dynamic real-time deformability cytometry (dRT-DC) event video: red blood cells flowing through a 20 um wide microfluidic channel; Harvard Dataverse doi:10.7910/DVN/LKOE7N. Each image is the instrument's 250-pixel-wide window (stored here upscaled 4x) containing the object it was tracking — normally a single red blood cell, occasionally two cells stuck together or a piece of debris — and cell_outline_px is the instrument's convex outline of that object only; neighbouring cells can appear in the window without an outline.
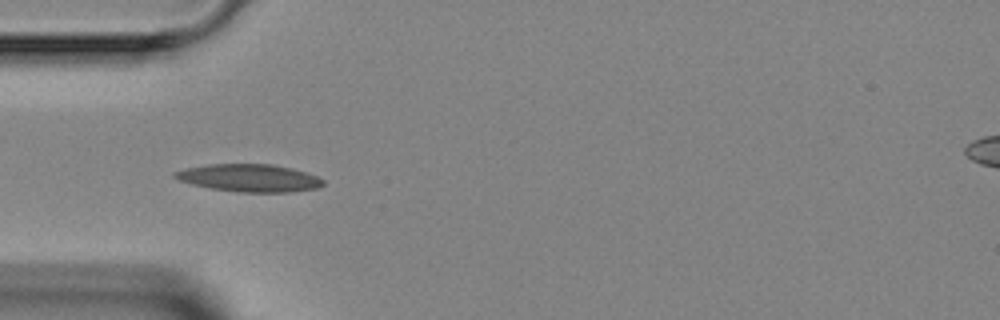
{"species": "Egyptian fruit bat (a non-hibernating species)", "species_latin": "Rousettus aegyptiacus", "temperature_condition": "room temperature", "stored_images_in_passage": 5, "camera_frame_rate_fps": 3000, "um_per_image_px": 0.085, "animal": {"sex": "female"}, "frame": {"image": 1, "passage_image": 3, "time_ms": 2.333, "image_size_px": [1000, 320], "cell_outline_px": [[324, 184], [316, 188], [292, 192], [240, 192], [212, 188], [192, 184], [180, 180], [172, 176], [172, 172], [188, 168], [208, 164], [272, 164], [292, 168], [316, 176], [324, 180]], "centroid_in_image_um": [21.19, 15.12], "position_along_channel_um": 63.8, "area_um2": 23.64}}
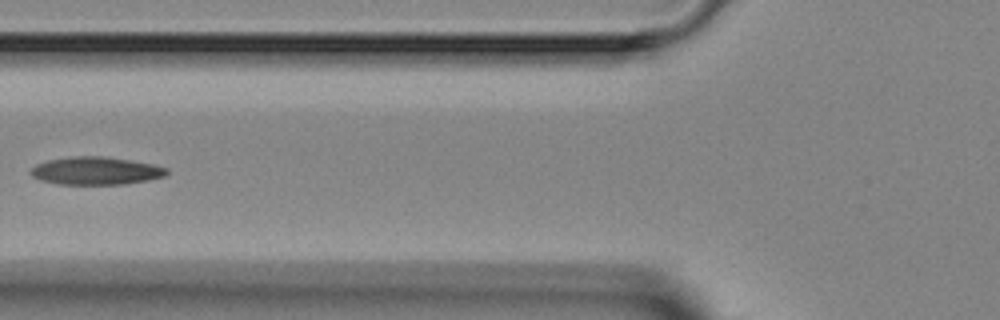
{"frame": {"image": 2, "passage_image": 4, "time_ms": 3.667, "image_size_px": [1000, 320], "cell_outline_px": [[168, 172], [164, 176], [148, 180], [124, 184], [56, 184], [40, 180], [32, 176], [28, 172], [36, 164], [48, 160], [72, 156], [100, 156], [128, 160], [152, 164], [168, 168]], "centroid_in_image_um": [8.11, 14.52], "position_along_channel_um": 117.7, "area_um2": 21.96}}
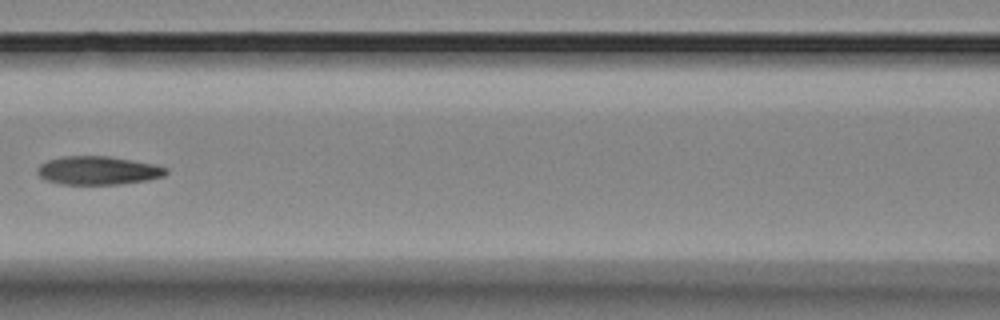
{"frame": {"image": 3, "passage_image": 5, "time_ms": 4.667, "image_size_px": [1000, 320], "cell_outline_px": [[168, 172], [164, 176], [148, 180], [120, 184], [60, 184], [48, 180], [40, 176], [36, 172], [36, 168], [40, 164], [48, 160], [64, 156], [108, 156], [156, 164], [168, 168]], "centroid_in_image_um": [8.36, 14.49], "position_along_channel_um": 158.2, "area_um2": 21.39}}